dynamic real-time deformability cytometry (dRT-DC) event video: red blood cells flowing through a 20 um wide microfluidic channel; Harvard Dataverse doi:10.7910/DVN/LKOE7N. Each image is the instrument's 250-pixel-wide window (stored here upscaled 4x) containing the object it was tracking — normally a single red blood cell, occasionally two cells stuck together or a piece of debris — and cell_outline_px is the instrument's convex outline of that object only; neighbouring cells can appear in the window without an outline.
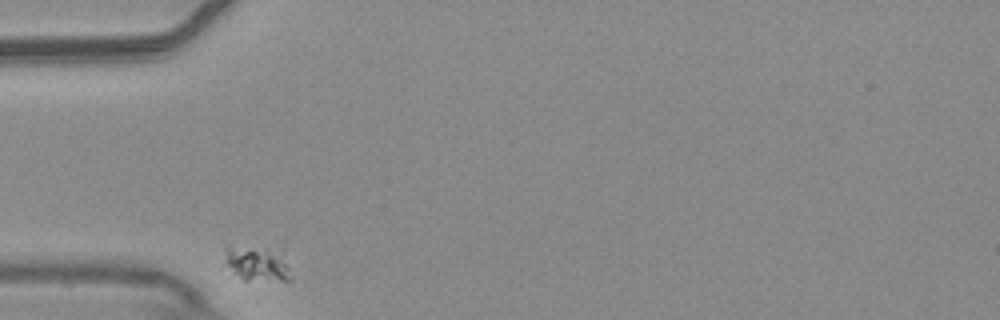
{"species": "common noctule bat (a hibernating species)", "species_latin": "Nyctalus noctula", "temperature_condition": "warm", "stored_images_in_passage": 33, "camera_frame_rate_fps": 3000, "um_per_image_px": 0.085, "animal": {"sex": "male", "body_mass_g": 20.4}, "frame": {"image": 1, "passage_image": 1, "time_ms": 0.0, "image_size_px": [1000, 320], "cell_outline_px": [[292, 280], [244, 280], [232, 272], [224, 256], [224, 248], [228, 244], [268, 252], [284, 264], [288, 268], [292, 276]], "centroid_in_image_um": [21.7, 22.48], "position_along_channel_um": 63.3, "area_um2": 12.14}}
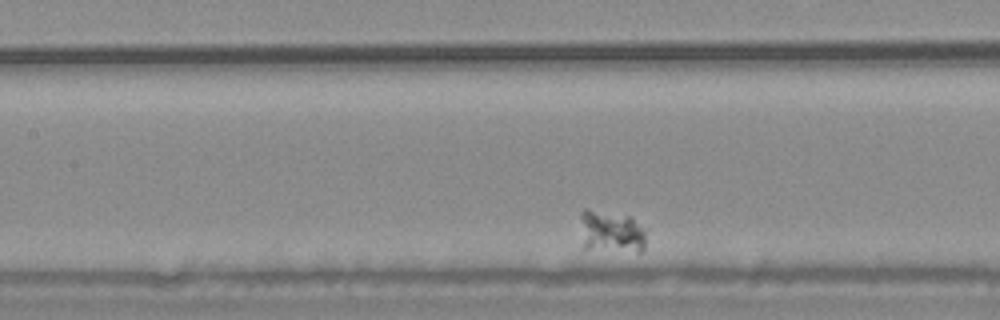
{"frame": {"image": 2, "passage_image": 11, "time_ms": 3.333, "image_size_px": [1000, 320], "cell_outline_px": [[644, 248], [640, 252], [584, 248], [580, 216], [580, 212], [584, 208], [588, 208], [632, 216], [644, 228]], "centroid_in_image_um": [51.95, 19.65], "position_along_channel_um": 155.5, "area_um2": 16.36}}
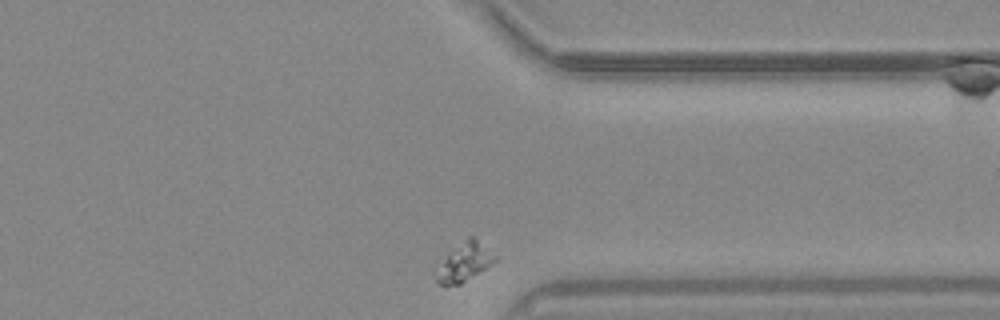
{"frame": {"image": 3, "passage_image": 33, "time_ms": 10.667, "image_size_px": [1000, 320], "cell_outline_px": [[496, 260], [460, 284], [440, 284], [432, 276], [432, 272], [468, 236], [472, 236], [496, 256]], "centroid_in_image_um": [39.42, 22.31], "position_along_channel_um": 372.0, "area_um2": 12.43}}